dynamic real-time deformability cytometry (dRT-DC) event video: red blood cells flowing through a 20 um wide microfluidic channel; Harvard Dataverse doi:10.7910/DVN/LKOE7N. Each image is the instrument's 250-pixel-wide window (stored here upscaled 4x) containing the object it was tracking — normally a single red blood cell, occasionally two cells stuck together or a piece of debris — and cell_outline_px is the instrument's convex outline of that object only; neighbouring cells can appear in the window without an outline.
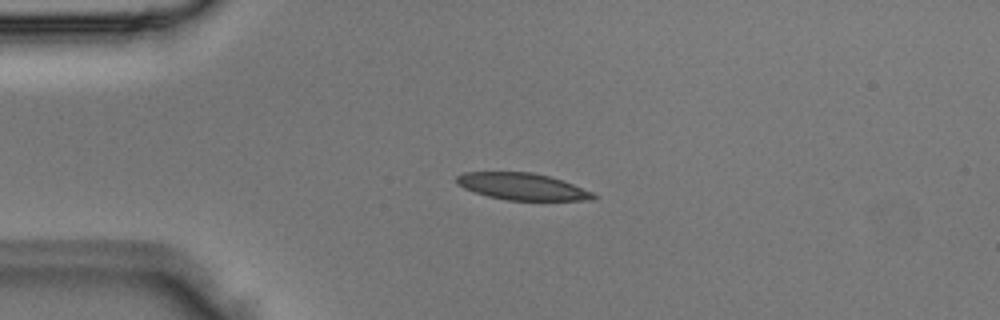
{"species": "Egyptian fruit bat (a non-hibernating species)", "species_latin": "Rousettus aegyptiacus", "temperature_condition": "room temperature", "stored_images_in_passage": 3, "camera_frame_rate_fps": 3000, "um_per_image_px": 0.085, "animal": {"sex": "male"}, "frame": {"image": 1, "passage_image": 3, "time_ms": 0.667, "image_size_px": [1000, 320], "cell_outline_px": [[596, 196], [592, 200], [508, 200], [488, 196], [464, 188], [456, 184], [456, 176], [464, 172], [532, 172], [548, 176], [572, 184], [592, 192]], "centroid_in_image_um": [44.35, 15.85], "position_along_channel_um": 40.7, "area_um2": 21.1}}